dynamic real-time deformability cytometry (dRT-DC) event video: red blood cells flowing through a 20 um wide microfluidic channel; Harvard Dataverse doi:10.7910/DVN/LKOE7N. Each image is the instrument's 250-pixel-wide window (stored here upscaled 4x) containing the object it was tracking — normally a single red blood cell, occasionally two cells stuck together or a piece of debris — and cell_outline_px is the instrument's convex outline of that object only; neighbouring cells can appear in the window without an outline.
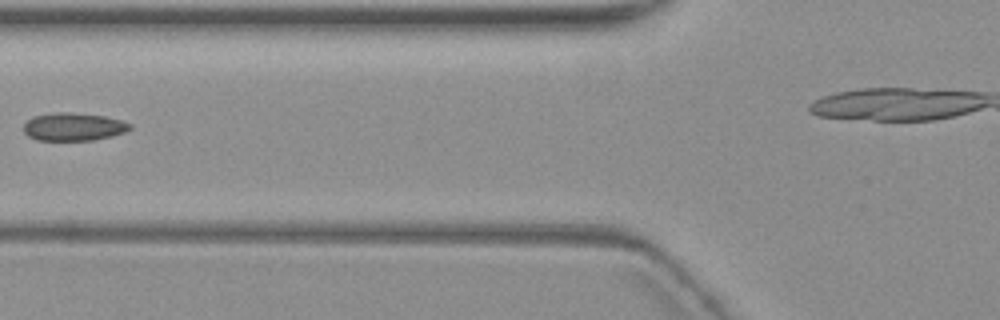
{"species": "common noctule bat (a hibernating species)", "species_latin": "Nyctalus noctula", "temperature_condition": "warm", "stored_images_in_passage": 5, "camera_frame_rate_fps": 3000, "um_per_image_px": 0.085, "animal": {"sex": "female", "body_mass_g": 19.3, "forearm_length_mm": 54.1}, "frame": {"image": 1, "passage_image": 5, "time_ms": 5.333, "image_size_px": [1000, 320], "cell_outline_px": [[132, 128], [124, 132], [112, 136], [92, 140], [36, 140], [28, 136], [24, 132], [24, 124], [32, 116], [56, 112], [68, 112], [104, 116], [120, 120], [132, 124]], "centroid_in_image_um": [6.23, 10.77], "position_along_channel_um": 119.6, "area_um2": 17.28}}